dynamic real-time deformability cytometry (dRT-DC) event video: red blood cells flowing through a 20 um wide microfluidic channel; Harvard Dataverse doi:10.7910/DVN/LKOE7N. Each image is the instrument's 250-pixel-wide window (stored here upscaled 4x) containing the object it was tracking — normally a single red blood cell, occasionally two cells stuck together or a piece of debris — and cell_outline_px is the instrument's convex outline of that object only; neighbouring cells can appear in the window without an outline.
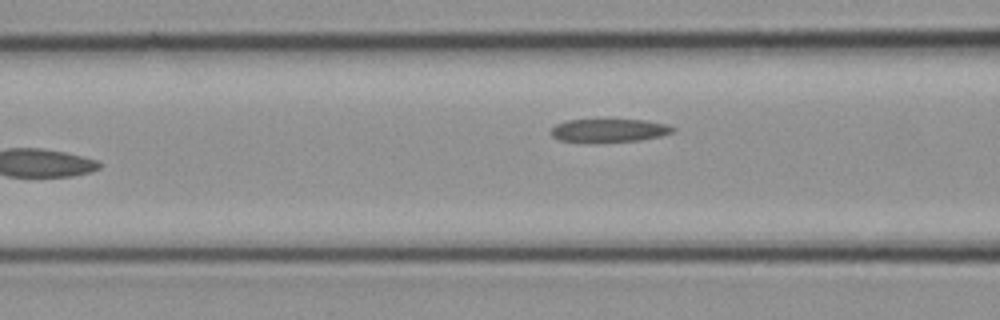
{"species": "common noctule bat (a hibernating species)", "species_latin": "Nyctalus noctula", "temperature_condition": "cold", "stored_images_in_passage": 9, "camera_frame_rate_fps": 3000, "um_per_image_px": 0.085, "animal": {"sex": "female", "body_mass_g": 21.9}, "frame": {"image": 1, "passage_image": 9, "time_ms": 2.667, "image_size_px": [1000, 320], "cell_outline_px": [[676, 132], [660, 136], [640, 140], [604, 144], [588, 144], [560, 140], [552, 136], [548, 132], [556, 124], [568, 120], [644, 120], [668, 124], [676, 128]], "centroid_in_image_um": [51.76, 11.13], "position_along_channel_um": 114.8, "area_um2": 17.28}}